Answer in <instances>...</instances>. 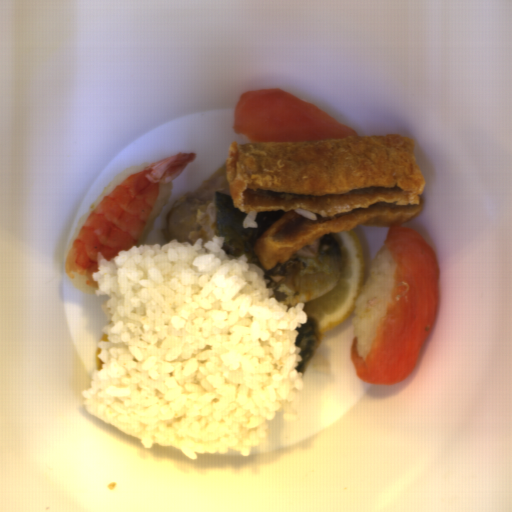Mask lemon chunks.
I'll return each instance as SVG.
<instances>
[{
    "label": "lemon chunks",
    "mask_w": 512,
    "mask_h": 512,
    "mask_svg": "<svg viewBox=\"0 0 512 512\" xmlns=\"http://www.w3.org/2000/svg\"><path fill=\"white\" fill-rule=\"evenodd\" d=\"M332 236L341 252L339 278L326 293L304 305L317 335L350 316L365 280L364 248L357 233L352 229Z\"/></svg>",
    "instance_id": "1"
},
{
    "label": "lemon chunks",
    "mask_w": 512,
    "mask_h": 512,
    "mask_svg": "<svg viewBox=\"0 0 512 512\" xmlns=\"http://www.w3.org/2000/svg\"><path fill=\"white\" fill-rule=\"evenodd\" d=\"M98 351H99V345H97L95 356H94L97 370L101 369V366H102V362H101V360L98 357Z\"/></svg>",
    "instance_id": "2"
}]
</instances>
